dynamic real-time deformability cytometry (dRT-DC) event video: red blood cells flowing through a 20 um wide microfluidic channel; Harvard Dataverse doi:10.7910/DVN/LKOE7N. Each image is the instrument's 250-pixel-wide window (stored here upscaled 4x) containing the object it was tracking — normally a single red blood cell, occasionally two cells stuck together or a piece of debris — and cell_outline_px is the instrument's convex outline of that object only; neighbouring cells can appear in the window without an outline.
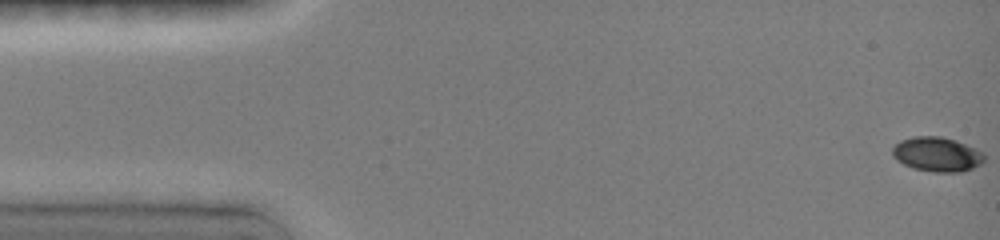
{"species": "common noctule bat (a hibernating species)", "species_latin": "Nyctalus noctula", "temperature_condition": "room temperature", "stored_images_in_passage": 6, "camera_frame_rate_fps": 3000, "um_per_image_px": 0.085, "animal": {"sex": "female", "body_mass_g": 19.0, "forearm_length_mm": 51.5}, "frame": {"image": 1, "passage_image": 1, "time_ms": 0.0, "image_size_px": [1000, 240], "cell_outline_px": [[984, 160], [980, 164], [972, 168], [960, 172], [932, 172], [912, 168], [896, 160], [892, 156], [892, 148], [900, 140], [912, 136], [940, 136], [956, 140], [984, 152]], "centroid_in_image_um": [79.63, 13.11], "position_along_channel_um": 5.4, "area_um2": 18.61}}
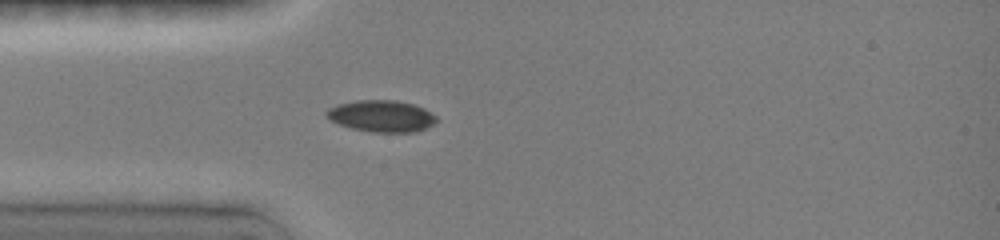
{"frame": {"image": 2, "passage_image": 6, "time_ms": 4.333, "image_size_px": [1000, 240], "cell_outline_px": [[436, 120], [432, 124], [416, 132], [372, 132], [352, 128], [340, 124], [324, 116], [324, 112], [328, 108], [336, 104], [356, 100], [396, 100], [412, 104], [424, 108], [436, 116]], "centroid_in_image_um": [32.38, 9.85], "position_along_channel_um": 52.6, "area_um2": 20.23}}